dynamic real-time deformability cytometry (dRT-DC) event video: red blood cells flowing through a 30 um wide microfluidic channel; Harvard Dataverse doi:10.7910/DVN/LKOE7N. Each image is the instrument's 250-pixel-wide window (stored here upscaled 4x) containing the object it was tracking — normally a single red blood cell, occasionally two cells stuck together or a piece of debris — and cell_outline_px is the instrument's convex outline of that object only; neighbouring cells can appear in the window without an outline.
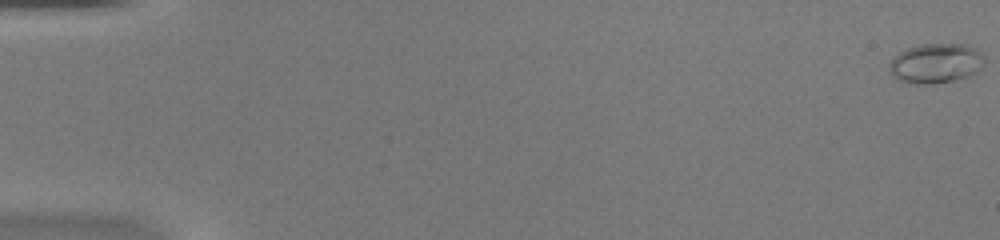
{"species": "common noctule bat (a hibernating species)", "species_latin": "Nyctalus noctula", "temperature_condition": "warm", "stored_images_in_passage": 54, "camera_frame_rate_fps": 3000, "um_per_image_px": 0.085, "animal": {"sex": "female", "body_mass_g": 20.0, "forearm_length_mm": 54.0}, "frame": {"image": 1, "passage_image": 1, "time_ms": 0.0, "image_size_px": [1000, 240], "cell_outline_px": [[984, 64], [976, 72], [968, 76], [952, 80], [932, 84], [908, 84], [892, 76], [888, 68], [888, 64], [892, 56], [908, 48], [924, 44], [968, 44], [984, 52]], "centroid_in_image_um": [79.53, 5.37], "position_along_channel_um": 5.5, "area_um2": 22.37}}
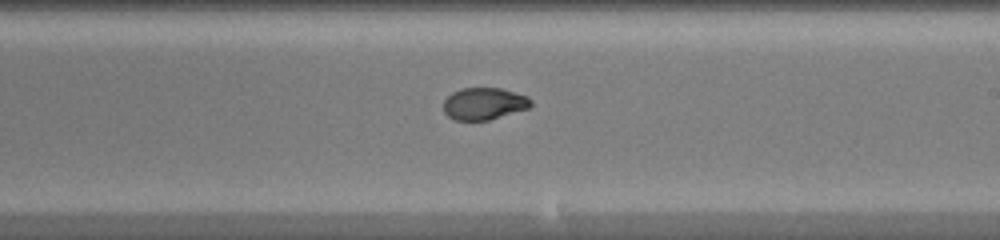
{"frame": {"image": 2, "passage_image": 33, "time_ms": 10.667, "image_size_px": [1000, 240], "cell_outline_px": [[532, 104], [528, 108], [488, 120], [456, 120], [448, 116], [444, 112], [444, 100], [452, 92], [460, 88], [500, 88], [528, 96], [532, 100]], "centroid_in_image_um": [41.13, 8.8], "position_along_channel_um": 247.9, "area_um2": 16.24}}
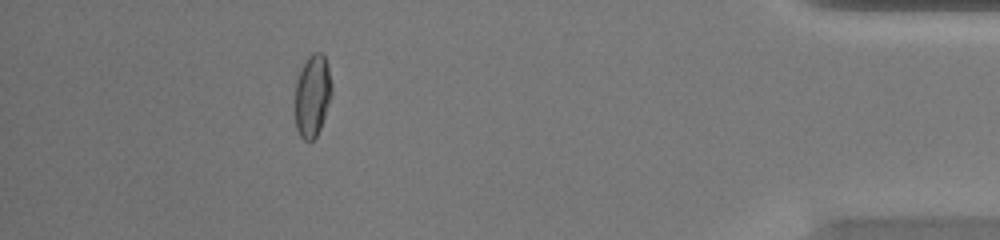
{"frame": {"image": 3, "passage_image": 49, "time_ms": 16.0, "image_size_px": [1000, 240], "cell_outline_px": [[332, 92], [320, 128], [316, 136], [312, 140], [304, 140], [300, 136], [296, 128], [296, 80], [308, 56], [312, 52], [320, 52], [324, 56], [328, 64], [332, 84]], "centroid_in_image_um": [26.56, 8.1], "position_along_channel_um": 408.6, "area_um2": 17.34}, "authors_computed_cell_mechanics": {"area_um2": 17.3689, "velocity_mm_per_s": 3.9432, "shape_relaxation_time_tau1_ms": null, "shape_relaxation_time_tau2_ms": 1.289, "deformation_change_tau1": null, "deformation_change_tau2": 0.0432}}